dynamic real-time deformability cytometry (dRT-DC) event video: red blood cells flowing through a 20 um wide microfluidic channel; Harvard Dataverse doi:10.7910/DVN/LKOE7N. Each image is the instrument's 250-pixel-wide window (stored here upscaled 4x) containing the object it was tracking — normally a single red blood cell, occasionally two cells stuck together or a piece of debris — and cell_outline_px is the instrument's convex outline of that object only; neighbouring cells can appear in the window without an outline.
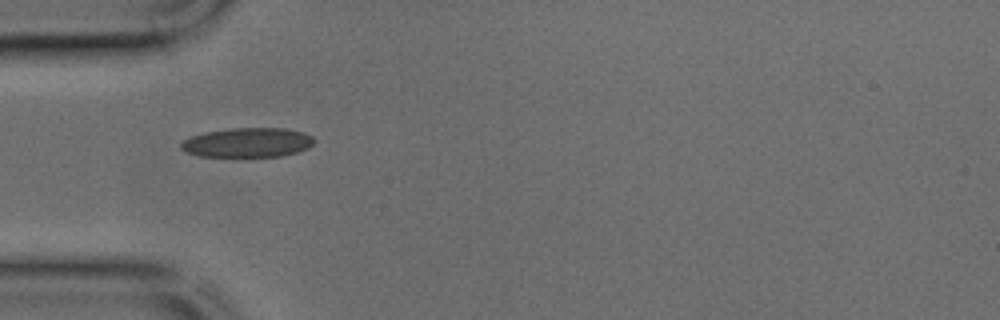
{"species": "common noctule bat (a hibernating species)", "species_latin": "Nyctalus noctula", "temperature_condition": "cold", "stored_images_in_passage": 32, "camera_frame_rate_fps": 3000, "um_per_image_px": 0.085, "animal": {"sex": "male", "body_mass_g": 17.9, "forearm_length_mm": 54.2}, "frame": {"image": 1, "passage_image": 1, "time_ms": 0.0, "image_size_px": [1000, 320], "cell_outline_px": [[316, 140], [308, 148], [296, 152], [280, 156], [200, 156], [188, 152], [180, 148], [180, 144], [184, 140], [192, 136], [204, 132], [232, 128], [284, 128], [304, 132], [312, 136]], "centroid_in_image_um": [21.07, 12.1], "position_along_channel_um": 63.9, "area_um2": 22.72}}
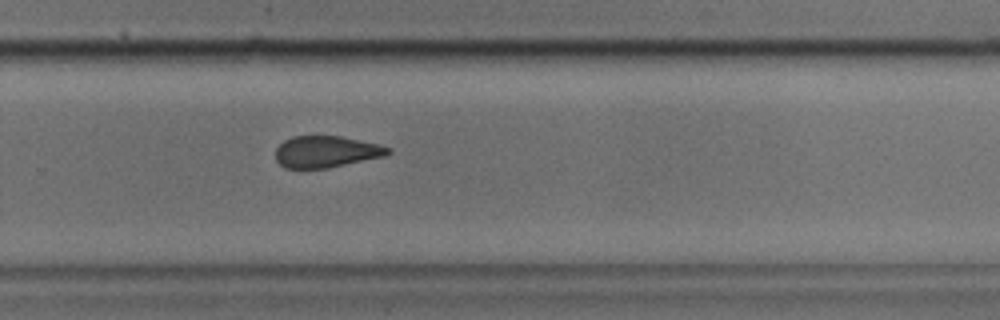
{"frame": {"image": 2, "passage_image": 17, "time_ms": 5.333, "image_size_px": [1000, 320], "cell_outline_px": [[392, 152], [384, 156], [328, 168], [284, 168], [276, 160], [276, 148], [284, 140], [292, 136], [340, 136], [380, 144], [392, 148]], "centroid_in_image_um": [27.74, 12.89], "position_along_channel_um": 302.1, "area_um2": 20.75}}
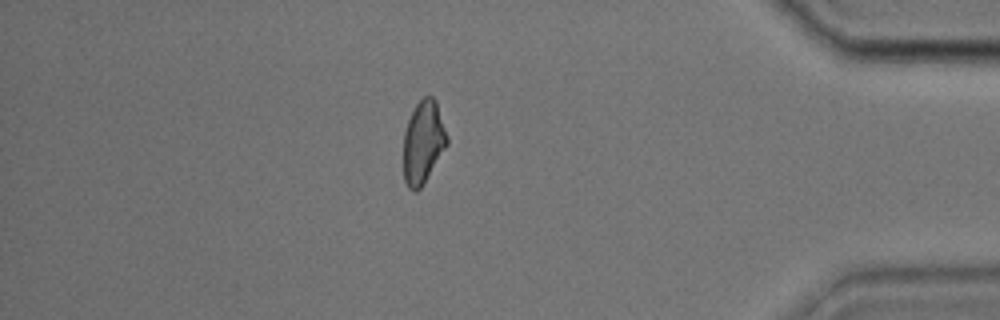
{"frame": {"image": 3, "passage_image": 26, "time_ms": 8.333, "image_size_px": [1000, 320], "cell_outline_px": [[448, 144], [420, 188], [416, 192], [412, 192], [408, 188], [404, 180], [404, 132], [408, 120], [416, 104], [424, 96], [432, 96], [436, 100], [448, 136]], "centroid_in_image_um": [35.97, 12.08], "position_along_channel_um": 399.2, "area_um2": 20.92}}